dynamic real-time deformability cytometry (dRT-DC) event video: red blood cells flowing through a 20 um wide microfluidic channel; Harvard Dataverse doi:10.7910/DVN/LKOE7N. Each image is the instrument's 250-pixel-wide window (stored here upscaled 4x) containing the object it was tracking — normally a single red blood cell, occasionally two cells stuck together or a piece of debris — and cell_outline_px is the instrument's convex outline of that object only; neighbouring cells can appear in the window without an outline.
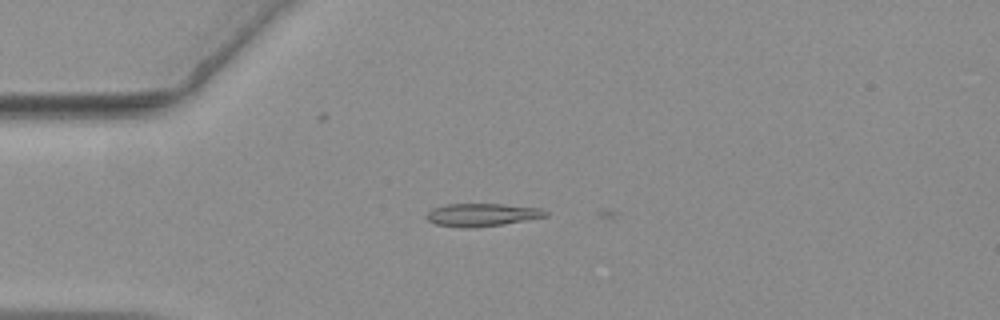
{"species": "common noctule bat (a hibernating species)", "species_latin": "Nyctalus noctula", "temperature_condition": "warm", "stored_images_in_passage": 16, "camera_frame_rate_fps": 3000, "um_per_image_px": 0.085, "animal": {"sex": "female", "body_mass_g": 19.3, "forearm_length_mm": 54.1}, "frame": {"image": 1, "passage_image": 15, "time_ms": 4.667, "image_size_px": [1000, 320], "cell_outline_px": [[548, 216], [500, 224], [468, 228], [464, 228], [436, 224], [428, 220], [428, 212], [432, 208], [444, 204], [504, 204], [540, 208], [548, 212]], "centroid_in_image_um": [40.96, 18.24], "position_along_channel_um": 44.0, "area_um2": 15.61}}